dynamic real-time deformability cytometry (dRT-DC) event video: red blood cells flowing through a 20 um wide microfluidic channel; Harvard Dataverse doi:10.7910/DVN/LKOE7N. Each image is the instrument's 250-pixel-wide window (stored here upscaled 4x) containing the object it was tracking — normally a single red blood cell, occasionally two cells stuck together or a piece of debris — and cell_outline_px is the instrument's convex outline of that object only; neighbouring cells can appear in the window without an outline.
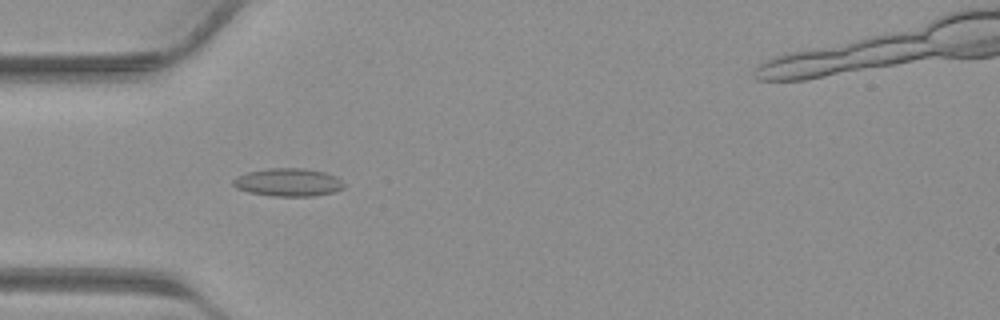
{"species": "common noctule bat (a hibernating species)", "species_latin": "Nyctalus noctula", "temperature_condition": "warm", "stored_images_in_passage": 36, "camera_frame_rate_fps": 3000, "um_per_image_px": 0.085, "animal": {"sex": "male", "body_mass_g": 23.1, "forearm_length_mm": 52.7}, "frame": {"image": 1, "passage_image": 7, "time_ms": 2.0, "image_size_px": [1000, 320], "cell_outline_px": [[344, 188], [332, 192], [312, 196], [272, 196], [248, 192], [236, 188], [232, 184], [232, 180], [236, 176], [248, 172], [268, 168], [304, 168], [324, 172], [336, 176], [344, 184]], "centroid_in_image_um": [24.46, 15.49], "position_along_channel_um": 60.5, "area_um2": 18.09}}
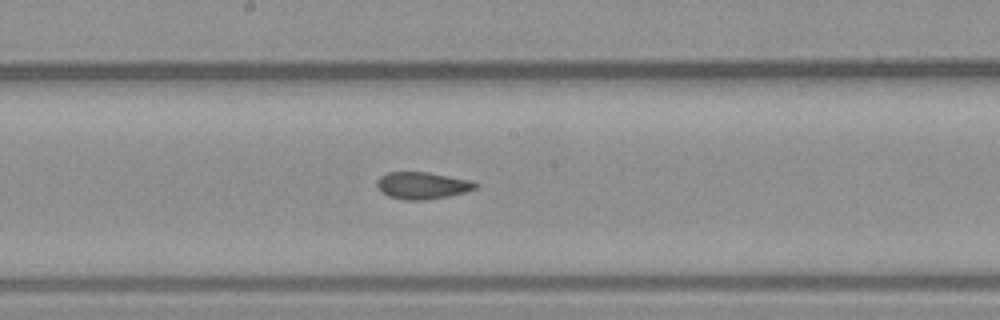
{"frame": {"image": 2, "passage_image": 16, "time_ms": 5.0, "image_size_px": [1000, 320], "cell_outline_px": [[480, 184], [476, 188], [464, 192], [448, 196], [424, 200], [404, 200], [388, 196], [380, 192], [376, 184], [376, 180], [380, 176], [388, 172], [428, 172], [468, 180]], "centroid_in_image_um": [35.85, 15.77], "position_along_channel_um": 212.4, "area_um2": 15.49}}
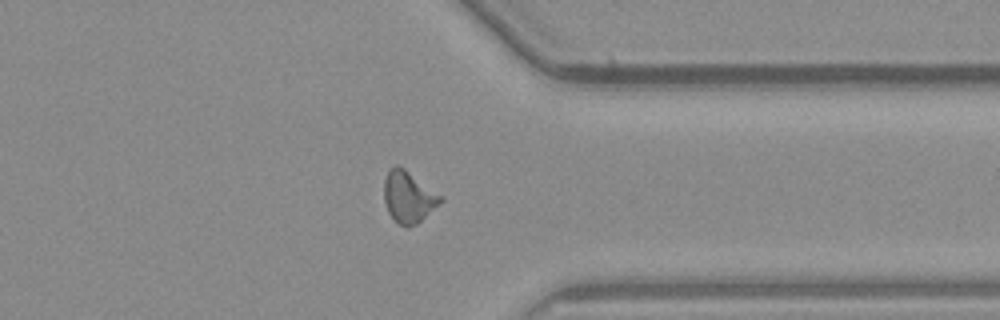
{"frame": {"image": 3, "passage_image": 26, "time_ms": 8.333, "image_size_px": [1000, 320], "cell_outline_px": [[444, 200], [416, 224], [408, 228], [400, 224], [388, 212], [384, 200], [384, 180], [388, 172], [396, 164], [404, 168], [444, 196]], "centroid_in_image_um": [34.75, 16.73], "position_along_channel_um": 376.7, "area_um2": 16.88}}